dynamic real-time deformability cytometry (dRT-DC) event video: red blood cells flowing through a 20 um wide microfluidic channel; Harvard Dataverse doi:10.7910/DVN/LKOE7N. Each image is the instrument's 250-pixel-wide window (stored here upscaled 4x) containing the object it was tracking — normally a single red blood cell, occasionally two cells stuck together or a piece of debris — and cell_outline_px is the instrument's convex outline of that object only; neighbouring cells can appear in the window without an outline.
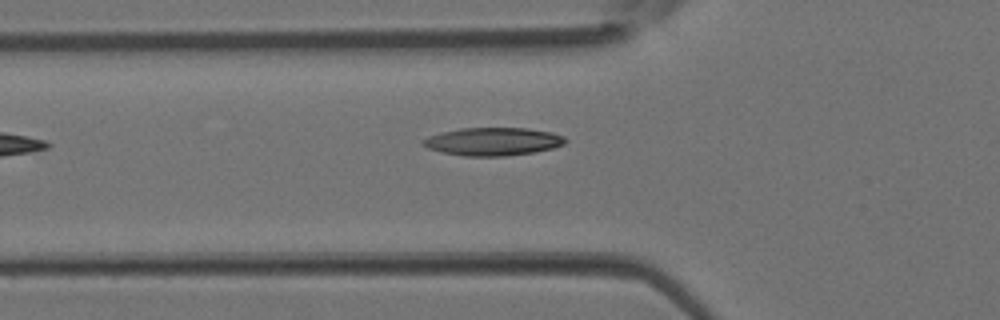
{"species": "Egyptian fruit bat (a non-hibernating species)", "species_latin": "Rousettus aegyptiacus", "temperature_condition": "room temperature", "stored_images_in_passage": 4, "camera_frame_rate_fps": 3000, "um_per_image_px": 0.085, "animal": {"sex": "female"}, "frame": {"image": 1, "passage_image": 4, "time_ms": 1.0, "image_size_px": [1000, 320], "cell_outline_px": [[568, 140], [564, 144], [552, 148], [536, 152], [504, 156], [464, 156], [440, 152], [428, 148], [420, 144], [420, 140], [428, 136], [440, 132], [460, 128], [528, 128], [552, 132], [564, 136]], "centroid_in_image_um": [41.87, 12.03], "position_along_channel_um": 83.9, "area_um2": 23.52}}